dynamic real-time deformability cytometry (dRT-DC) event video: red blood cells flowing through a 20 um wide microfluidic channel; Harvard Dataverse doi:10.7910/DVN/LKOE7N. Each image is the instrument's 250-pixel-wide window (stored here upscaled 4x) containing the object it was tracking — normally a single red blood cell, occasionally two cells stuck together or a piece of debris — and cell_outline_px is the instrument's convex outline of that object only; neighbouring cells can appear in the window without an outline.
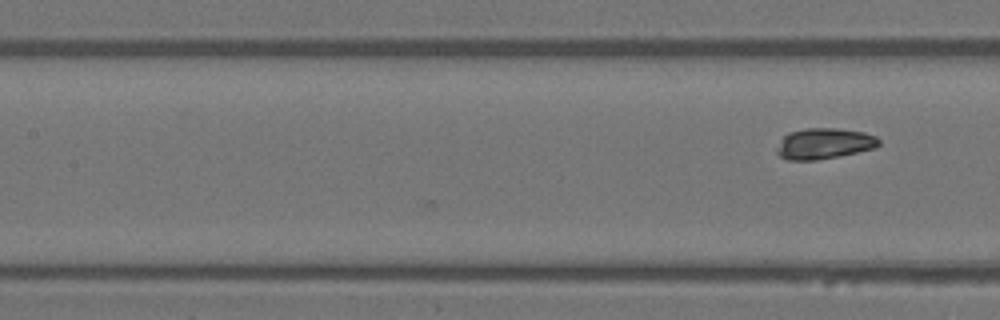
{"species": "Egyptian fruit bat (a non-hibernating species)", "species_latin": "Rousettus aegyptiacus", "temperature_condition": "warm", "stored_images_in_passage": 11, "camera_frame_rate_fps": 3000, "um_per_image_px": 0.085, "animal": {"sex": "female"}, "frame": {"image": 1, "passage_image": 11, "time_ms": 3.333, "image_size_px": [1000, 320], "cell_outline_px": [[880, 144], [876, 148], [840, 156], [816, 160], [788, 160], [780, 156], [776, 152], [776, 148], [780, 140], [788, 132], [804, 128], [836, 128], [864, 132], [876, 136], [880, 140]], "centroid_in_image_um": [70.05, 12.2], "position_along_channel_um": 137.3, "area_um2": 18.55}}